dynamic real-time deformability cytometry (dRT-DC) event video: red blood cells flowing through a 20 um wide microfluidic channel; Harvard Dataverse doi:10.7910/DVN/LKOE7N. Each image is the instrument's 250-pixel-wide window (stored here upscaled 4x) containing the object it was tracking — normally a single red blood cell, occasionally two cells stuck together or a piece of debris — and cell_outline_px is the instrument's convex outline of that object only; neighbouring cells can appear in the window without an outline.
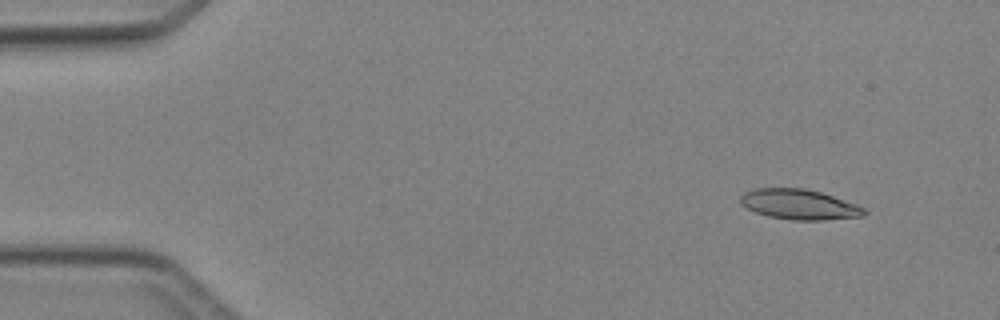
{"species": "Egyptian fruit bat (a non-hibernating species)", "species_latin": "Rousettus aegyptiacus", "temperature_condition": "cold", "stored_images_in_passage": 4, "camera_frame_rate_fps": 3000, "um_per_image_px": 0.085, "animal": {"sex": "female"}, "frame": {"image": 1, "passage_image": 1, "time_ms": 0.0, "image_size_px": [1000, 320], "cell_outline_px": [[868, 212], [864, 216], [824, 220], [792, 220], [768, 216], [756, 212], [740, 204], [740, 196], [744, 192], [756, 188], [804, 188], [820, 192], [856, 204], [864, 208]], "centroid_in_image_um": [67.93, 17.38], "position_along_channel_um": 17.1, "area_um2": 21.73}}